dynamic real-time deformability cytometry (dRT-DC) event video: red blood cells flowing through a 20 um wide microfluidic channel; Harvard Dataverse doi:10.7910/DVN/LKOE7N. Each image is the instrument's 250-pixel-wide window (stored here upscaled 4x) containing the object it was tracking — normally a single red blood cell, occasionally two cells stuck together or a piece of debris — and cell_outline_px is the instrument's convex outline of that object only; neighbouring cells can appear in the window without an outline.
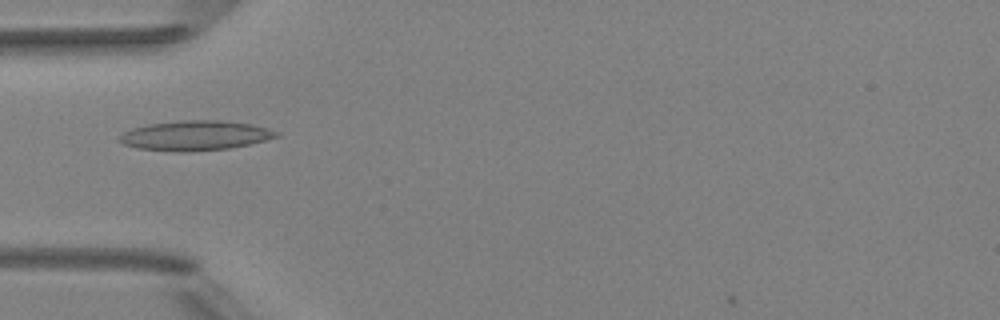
{"species": "Egyptian fruit bat (a non-hibernating species)", "species_latin": "Rousettus aegyptiacus", "temperature_condition": "room temperature", "stored_images_in_passage": 4, "camera_frame_rate_fps": 3000, "um_per_image_px": 0.085, "animal": {"sex": "female"}, "frame": {"image": 1, "passage_image": 3, "time_ms": 2.333, "image_size_px": [1000, 320], "cell_outline_px": [[280, 136], [248, 144], [228, 148], [184, 152], [136, 148], [124, 144], [120, 140], [120, 136], [124, 132], [132, 128], [148, 124], [180, 120], [220, 120], [252, 124], [268, 128], [280, 132]], "centroid_in_image_um": [16.61, 11.51], "position_along_channel_um": 68.4, "area_um2": 27.05}}
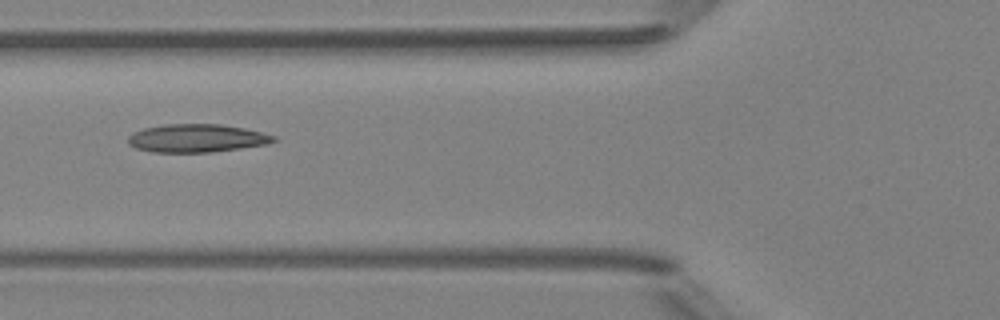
{"frame": {"image": 2, "passage_image": 4, "time_ms": 3.333, "image_size_px": [1000, 320], "cell_outline_px": [[280, 140], [268, 144], [212, 152], [152, 152], [136, 148], [128, 144], [128, 136], [132, 132], [144, 128], [164, 124], [220, 124], [244, 128], [276, 136]], "centroid_in_image_um": [16.73, 11.74], "position_along_channel_um": 109.1, "area_um2": 23.99}}